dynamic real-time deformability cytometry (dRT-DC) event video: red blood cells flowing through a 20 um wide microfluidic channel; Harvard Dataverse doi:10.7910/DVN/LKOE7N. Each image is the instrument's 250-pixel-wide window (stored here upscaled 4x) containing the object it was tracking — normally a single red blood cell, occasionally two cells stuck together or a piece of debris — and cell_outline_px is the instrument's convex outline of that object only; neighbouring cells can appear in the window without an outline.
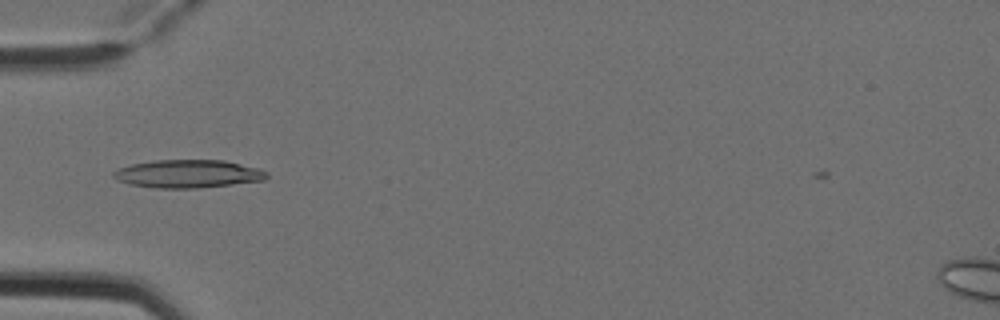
{"species": "Egyptian fruit bat (a non-hibernating species)", "species_latin": "Rousettus aegyptiacus", "temperature_condition": "cold", "stored_images_in_passage": 2, "camera_frame_rate_fps": 3000, "um_per_image_px": 0.085, "animal": {"sex": "female"}, "frame": {"image": 1, "passage_image": 2, "time_ms": 0.333, "image_size_px": [1000, 320], "cell_outline_px": [[268, 176], [264, 180], [232, 184], [196, 188], [156, 188], [132, 184], [116, 180], [112, 176], [112, 172], [116, 168], [132, 164], [156, 160], [224, 160], [260, 168], [268, 172]], "centroid_in_image_um": [15.97, 14.77], "position_along_channel_um": 69.0, "area_um2": 25.09}}